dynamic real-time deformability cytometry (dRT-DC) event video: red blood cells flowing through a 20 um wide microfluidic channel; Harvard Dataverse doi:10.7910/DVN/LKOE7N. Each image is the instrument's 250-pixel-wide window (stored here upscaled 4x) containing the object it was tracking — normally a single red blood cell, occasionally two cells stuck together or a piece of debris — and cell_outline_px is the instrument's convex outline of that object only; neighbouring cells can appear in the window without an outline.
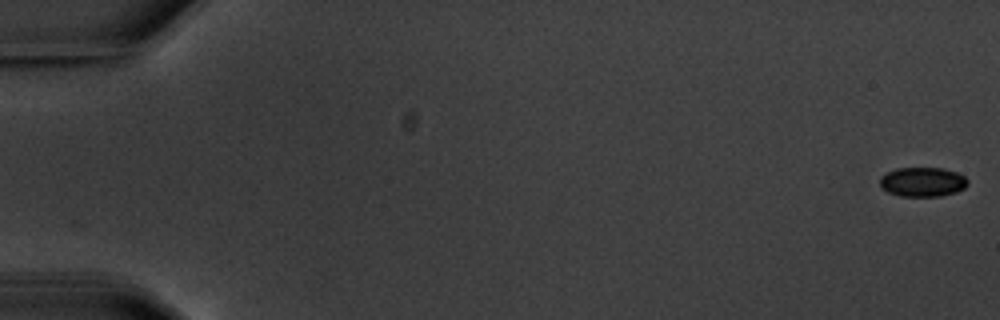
{"species": "common noctule bat (a hibernating species)", "species_latin": "Nyctalus noctula", "temperature_condition": "warm", "stored_images_in_passage": 2, "camera_frame_rate_fps": 3000, "um_per_image_px": 0.085, "animal": {"sex": "male", "body_mass_g": 20.1, "forearm_length_mm": 53.5}, "frame": {"image": 1, "passage_image": 2, "time_ms": 1.333, "image_size_px": [1000, 320], "cell_outline_px": [[968, 184], [964, 188], [956, 192], [940, 196], [900, 196], [888, 192], [880, 188], [880, 176], [896, 168], [944, 168], [956, 172], [964, 176], [968, 180]], "centroid_in_image_um": [78.41, 15.46], "position_along_channel_um": 6.6, "area_um2": 15.14}}